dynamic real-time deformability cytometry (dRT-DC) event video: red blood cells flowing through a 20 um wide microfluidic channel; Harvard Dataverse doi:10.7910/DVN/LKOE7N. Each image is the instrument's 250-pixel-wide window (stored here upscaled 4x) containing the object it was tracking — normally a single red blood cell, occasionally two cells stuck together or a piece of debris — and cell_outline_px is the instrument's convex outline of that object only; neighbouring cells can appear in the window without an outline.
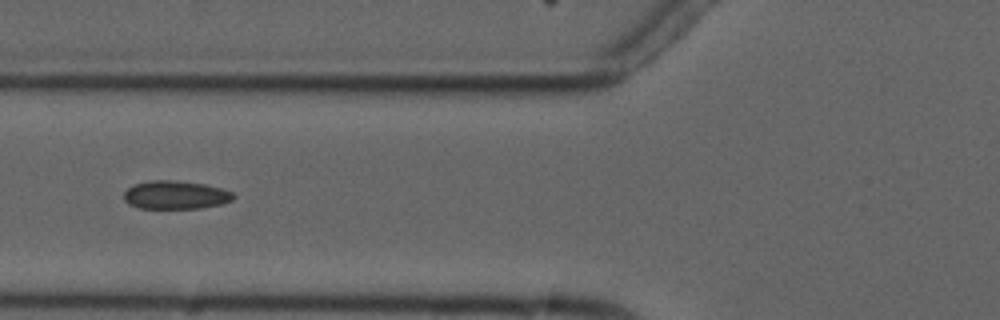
{"species": "common noctule bat (a hibernating species)", "species_latin": "Nyctalus noctula", "temperature_condition": "cold", "stored_images_in_passage": 8, "camera_frame_rate_fps": 3000, "um_per_image_px": 0.085, "animal": {"sex": "male", "forearm_length_mm": 52.5}, "frame": {"image": 1, "passage_image": 7, "time_ms": 7.0, "image_size_px": [1000, 320], "cell_outline_px": [[236, 196], [232, 200], [220, 204], [200, 208], [140, 208], [128, 204], [124, 200], [124, 192], [132, 184], [148, 180], [172, 180], [204, 184], [220, 188], [232, 192]], "centroid_in_image_um": [14.88, 16.56], "position_along_channel_um": 110.9, "area_um2": 18.09}}
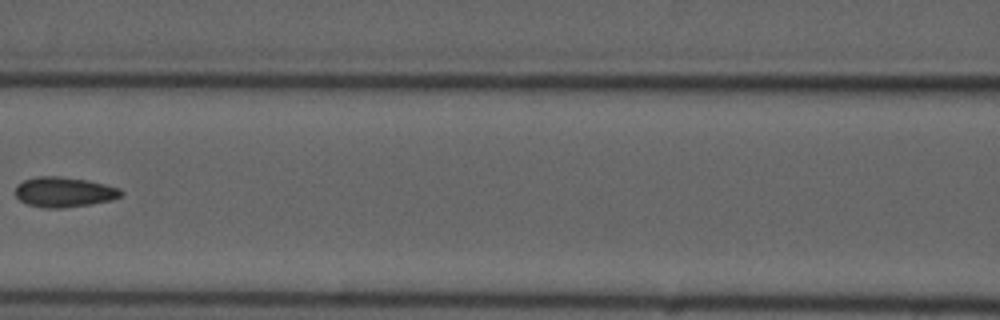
{"frame": {"image": 2, "passage_image": 8, "time_ms": 8.333, "image_size_px": [1000, 320], "cell_outline_px": [[124, 192], [120, 196], [112, 200], [92, 204], [60, 208], [48, 208], [28, 204], [20, 200], [16, 196], [16, 184], [24, 180], [36, 176], [60, 176], [88, 180], [120, 188]], "centroid_in_image_um": [5.46, 16.31], "position_along_channel_um": 161.1, "area_um2": 18.55}}